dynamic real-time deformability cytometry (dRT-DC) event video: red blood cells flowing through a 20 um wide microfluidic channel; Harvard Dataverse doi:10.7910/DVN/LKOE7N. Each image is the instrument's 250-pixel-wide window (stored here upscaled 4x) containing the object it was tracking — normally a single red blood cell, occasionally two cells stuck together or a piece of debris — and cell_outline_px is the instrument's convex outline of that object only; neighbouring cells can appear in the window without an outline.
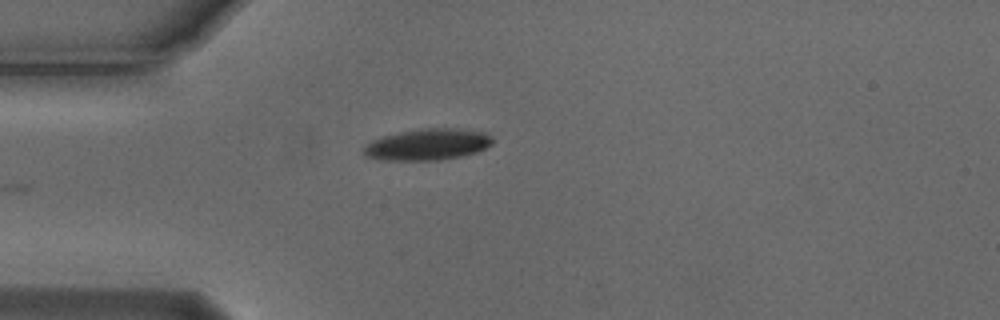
{"species": "Egyptian fruit bat (a non-hibernating species)", "species_latin": "Rousettus aegyptiacus", "temperature_condition": "cold", "stored_images_in_passage": 1, "camera_frame_rate_fps": 3000, "um_per_image_px": 0.085, "animal": {"sex": "male"}, "frame": {"image": 1, "passage_image": 1, "time_ms": 0.0, "image_size_px": [1000, 320], "cell_outline_px": [[492, 144], [476, 152], [460, 156], [440, 160], [380, 160], [364, 156], [364, 148], [372, 140], [380, 136], [400, 132], [424, 128], [452, 128], [484, 132], [492, 136]], "centroid_in_image_um": [36.32, 12.28], "position_along_channel_um": 48.7, "area_um2": 23.47}}